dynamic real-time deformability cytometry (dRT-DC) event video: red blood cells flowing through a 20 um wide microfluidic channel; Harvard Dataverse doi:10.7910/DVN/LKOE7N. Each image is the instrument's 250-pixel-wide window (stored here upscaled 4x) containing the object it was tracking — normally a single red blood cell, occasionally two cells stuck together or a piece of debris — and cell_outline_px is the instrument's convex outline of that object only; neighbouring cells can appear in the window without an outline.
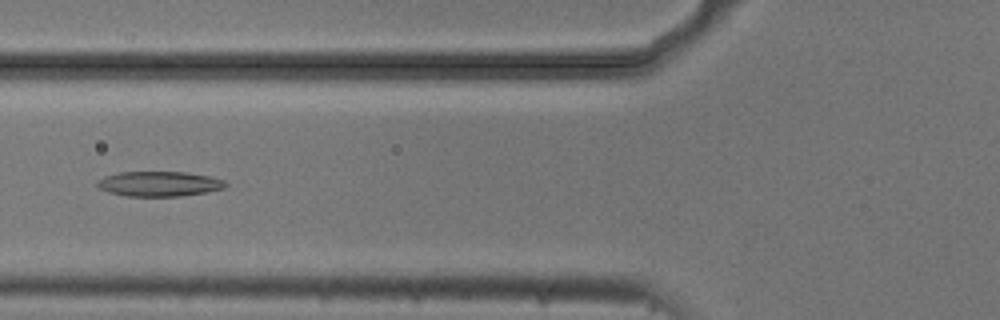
{"species": "common noctule bat (a hibernating species)", "species_latin": "Nyctalus noctula", "temperature_condition": "cold", "stored_images_in_passage": 54, "camera_frame_rate_fps": 3000, "um_per_image_px": 0.085, "animal": {"sex": "male", "body_mass_g": 20.5, "forearm_length_mm": 52.5}, "frame": {"image": 1, "passage_image": 21, "time_ms": 6.667, "image_size_px": [1000, 320], "cell_outline_px": [[228, 184], [224, 188], [204, 192], [180, 196], [128, 196], [108, 192], [100, 188], [96, 184], [96, 180], [104, 176], [120, 172], [184, 172], [212, 176], [224, 180]], "centroid_in_image_um": [13.52, 15.62], "position_along_channel_um": 112.3, "area_um2": 18.67}}
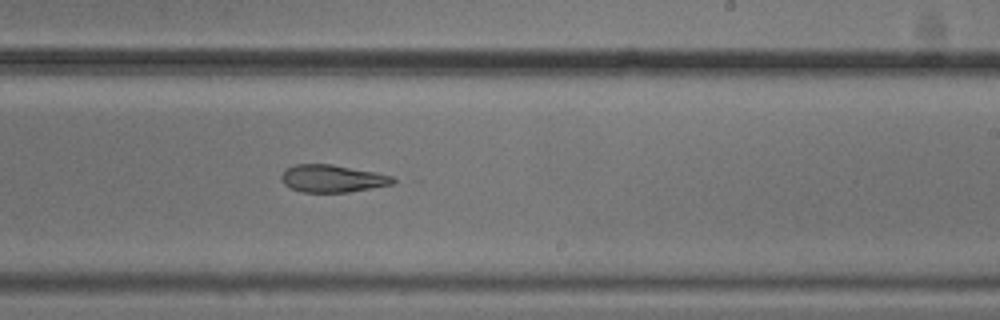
{"frame": {"image": 2, "passage_image": 33, "time_ms": 10.667, "image_size_px": [1000, 320], "cell_outline_px": [[400, 180], [392, 184], [348, 192], [300, 192], [284, 184], [280, 176], [288, 168], [296, 164], [332, 164], [392, 176]], "centroid_in_image_um": [28.26, 15.18], "position_along_channel_um": 260.7, "area_um2": 17.63}}
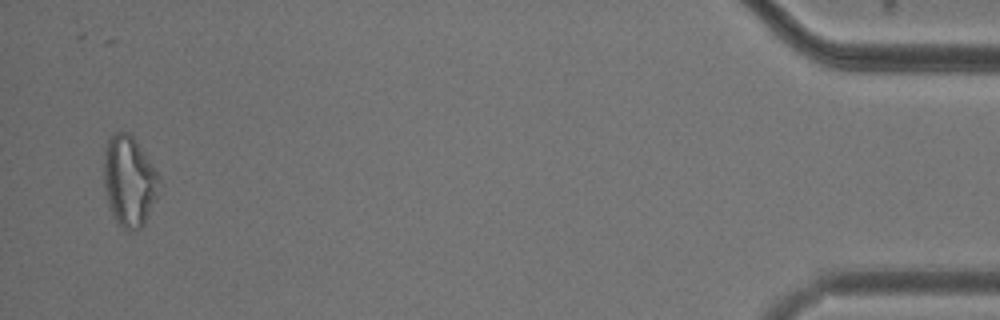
{"frame": {"image": 3, "passage_image": 53, "time_ms": 17.333, "image_size_px": [1000, 320], "cell_outline_px": [[160, 180], [156, 196], [144, 224], [140, 228], [132, 232], [116, 224], [112, 216], [108, 204], [104, 188], [104, 148], [108, 136], [112, 132], [120, 128], [128, 132], [132, 136], [160, 176]], "centroid_in_image_um": [10.93, 15.36], "position_along_channel_um": 424.3, "area_um2": 29.48}}